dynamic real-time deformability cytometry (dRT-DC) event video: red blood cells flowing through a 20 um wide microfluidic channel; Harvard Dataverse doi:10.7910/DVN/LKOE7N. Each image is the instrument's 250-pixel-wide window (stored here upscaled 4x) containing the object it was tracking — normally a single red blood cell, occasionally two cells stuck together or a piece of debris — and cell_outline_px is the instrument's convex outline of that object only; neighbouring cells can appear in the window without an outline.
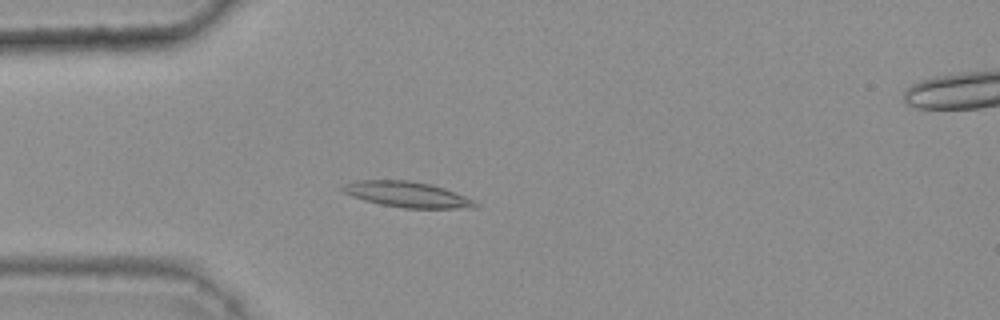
{"species": "common noctule bat (a hibernating species)", "species_latin": "Nyctalus noctula", "temperature_condition": "warm", "stored_images_in_passage": 44, "camera_frame_rate_fps": 3000, "um_per_image_px": 0.085, "animal": {"sex": "female", "body_mass_g": 25.1}, "frame": {"image": 1, "passage_image": 14, "time_ms": 4.333, "image_size_px": [1000, 320], "cell_outline_px": [[480, 204], [476, 208], [404, 208], [380, 204], [364, 200], [352, 196], [344, 192], [340, 188], [344, 184], [356, 180], [408, 180], [432, 184], [444, 188], [464, 196]], "centroid_in_image_um": [34.6, 16.52], "position_along_channel_um": 50.4, "area_um2": 19.77}}
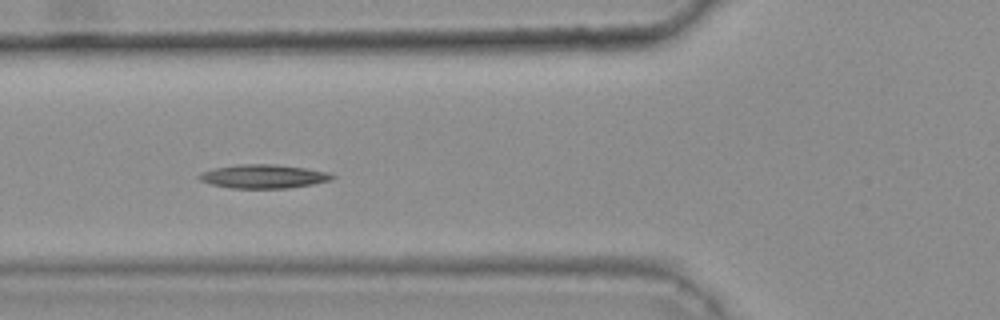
{"frame": {"image": 2, "passage_image": 19, "time_ms": 6.0, "image_size_px": [1000, 320], "cell_outline_px": [[336, 176], [332, 180], [312, 184], [288, 188], [232, 188], [212, 184], [200, 180], [196, 176], [212, 168], [236, 164], [276, 164], [304, 168], [328, 172]], "centroid_in_image_um": [22.4, 14.98], "position_along_channel_um": 103.4, "area_um2": 18.38}}
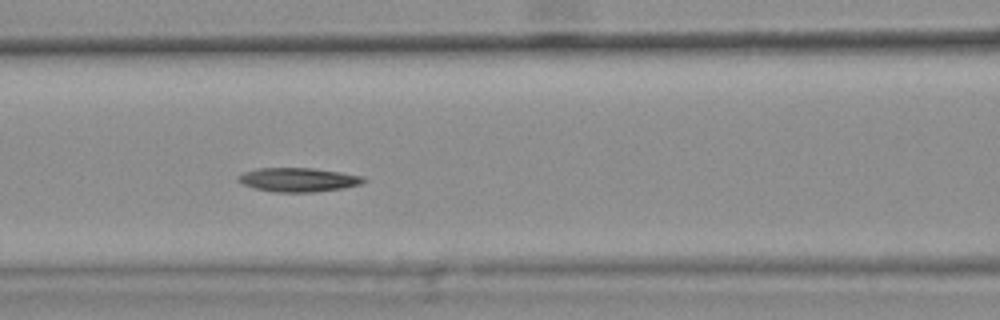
{"frame": {"image": 3, "passage_image": 22, "time_ms": 7.0, "image_size_px": [1000, 320], "cell_outline_px": [[368, 180], [360, 184], [344, 188], [316, 192], [276, 192], [256, 188], [244, 184], [236, 180], [236, 176], [244, 172], [256, 168], [312, 168], [340, 172], [360, 176]], "centroid_in_image_um": [25.33, 15.27], "position_along_channel_um": 141.3, "area_um2": 17.46}}